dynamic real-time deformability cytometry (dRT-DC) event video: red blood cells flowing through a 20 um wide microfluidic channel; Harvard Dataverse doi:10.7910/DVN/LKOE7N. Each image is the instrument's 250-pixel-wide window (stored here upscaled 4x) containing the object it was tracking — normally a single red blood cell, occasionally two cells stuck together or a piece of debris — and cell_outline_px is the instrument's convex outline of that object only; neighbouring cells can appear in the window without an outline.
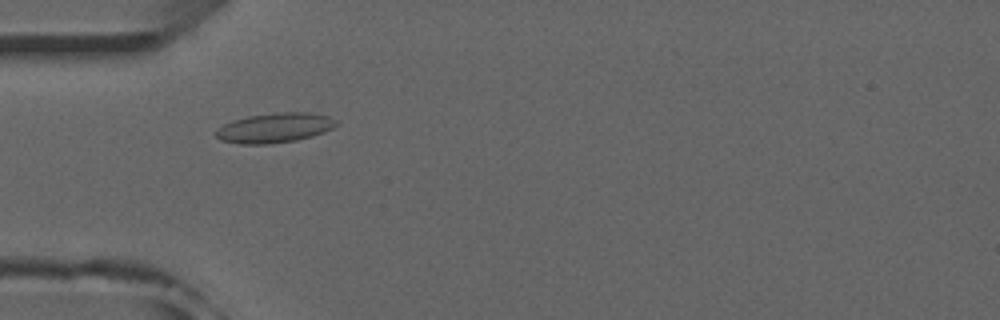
{"species": "common noctule bat (a hibernating species)", "species_latin": "Nyctalus noctula", "temperature_condition": "room temperature", "stored_images_in_passage": 52, "camera_frame_rate_fps": 3000, "um_per_image_px": 0.085, "animal": {"sex": "male", "forearm_length_mm": 52.5}, "frame": {"image": 1, "passage_image": 16, "time_ms": 5.0, "image_size_px": [1000, 320], "cell_outline_px": [[336, 124], [332, 128], [324, 132], [312, 136], [296, 140], [268, 144], [240, 144], [220, 140], [216, 136], [216, 132], [224, 124], [248, 116], [276, 112], [312, 112], [328, 116], [336, 120]], "centroid_in_image_um": [23.37, 10.86], "position_along_channel_um": 61.6, "area_um2": 20.69}}
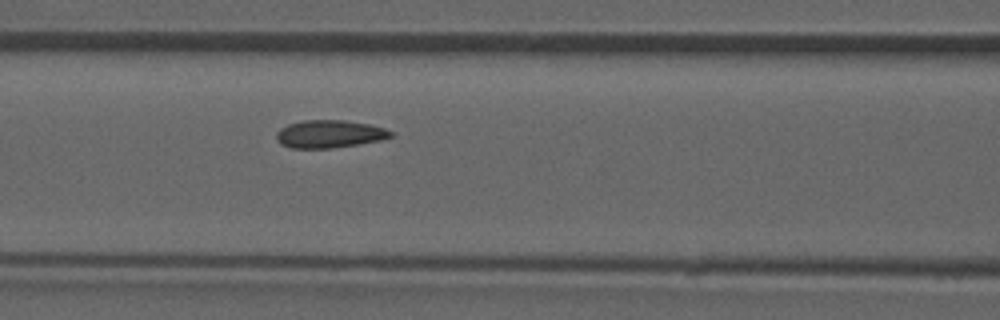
{"frame": {"image": 2, "passage_image": 22, "time_ms": 7.0, "image_size_px": [1000, 320], "cell_outline_px": [[392, 136], [384, 140], [332, 148], [292, 148], [280, 144], [276, 140], [276, 132], [280, 128], [288, 124], [304, 120], [344, 120], [368, 124], [384, 128], [392, 132]], "centroid_in_image_um": [27.98, 11.39], "position_along_channel_um": 138.6, "area_um2": 18.55}}
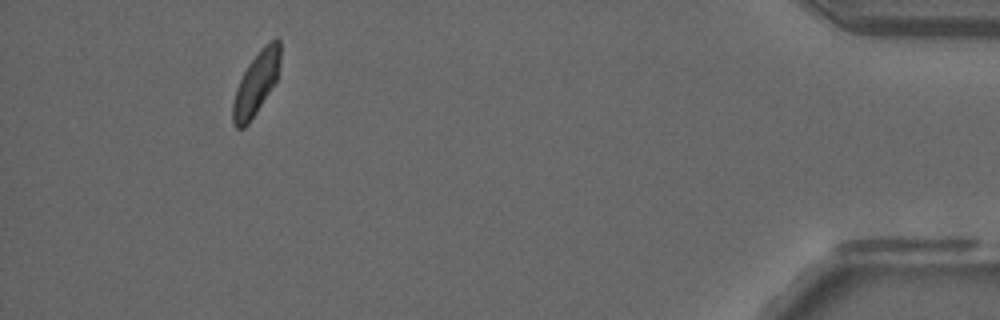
{"frame": {"image": 3, "passage_image": 48, "time_ms": 15.667, "image_size_px": [1000, 320], "cell_outline_px": [[280, 60], [276, 80], [256, 112], [248, 124], [244, 128], [236, 128], [232, 120], [232, 104], [236, 88], [248, 64], [260, 48], [276, 36], [280, 40]], "centroid_in_image_um": [21.76, 7.06], "position_along_channel_um": 413.4, "area_um2": 17.17}, "authors_computed_cell_mechanics": {"area_um2": 18.496, "velocity_mm_per_s": 3.9331, "shape_relaxation_time_tau1_ms": null, "shape_relaxation_time_tau2_ms": 2.6065, "deformation_change_tau1": null, "deformation_change_tau2": 0.0649}}